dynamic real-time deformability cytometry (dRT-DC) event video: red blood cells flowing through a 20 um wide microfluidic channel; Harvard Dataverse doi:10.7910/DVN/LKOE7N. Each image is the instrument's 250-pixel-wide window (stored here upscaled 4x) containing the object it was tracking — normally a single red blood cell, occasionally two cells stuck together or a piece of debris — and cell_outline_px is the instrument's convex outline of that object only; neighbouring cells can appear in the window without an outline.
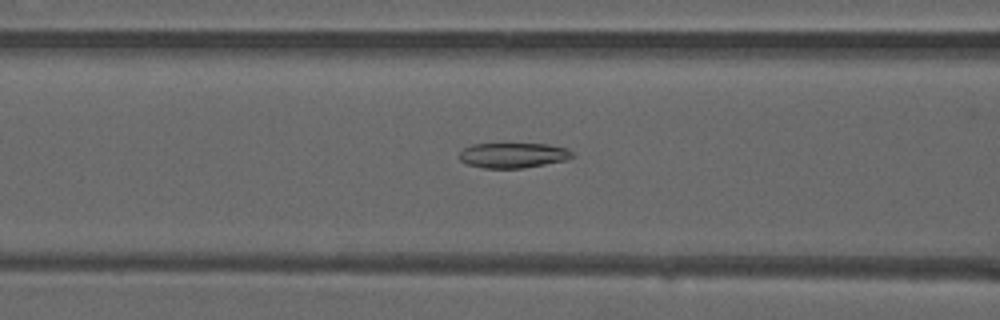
{"species": "common noctule bat (a hibernating species)", "species_latin": "Nyctalus noctula", "temperature_condition": "warm", "stored_images_in_passage": 36, "camera_frame_rate_fps": 3000, "um_per_image_px": 0.085, "animal": {"sex": "male", "forearm_length_mm": 52.5}, "frame": {"image": 1, "passage_image": 13, "time_ms": 4.0, "image_size_px": [1000, 320], "cell_outline_px": [[572, 156], [564, 160], [524, 168], [484, 168], [468, 164], [460, 160], [456, 156], [464, 148], [472, 144], [548, 144], [568, 148], [572, 152]], "centroid_in_image_um": [43.57, 13.19], "position_along_channel_um": 123.0, "area_um2": 16.47}}
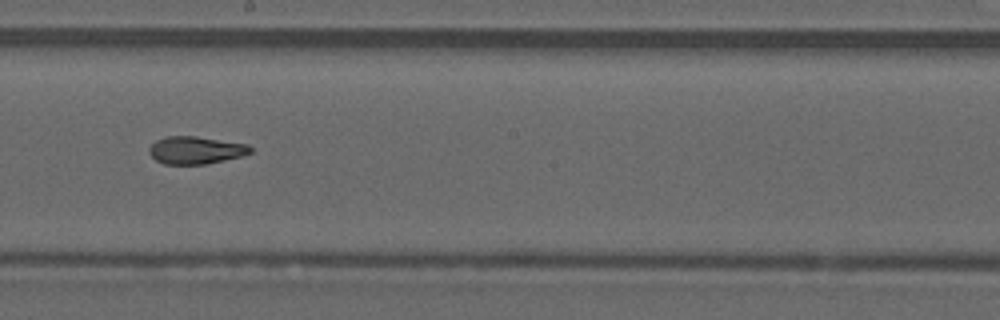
{"frame": {"image": 2, "passage_image": 21, "time_ms": 6.667, "image_size_px": [1000, 320], "cell_outline_px": [[252, 152], [244, 156], [204, 164], [164, 164], [156, 160], [148, 152], [148, 148], [156, 140], [164, 136], [196, 136], [248, 144], [252, 148]], "centroid_in_image_um": [16.64, 12.76], "position_along_channel_um": 231.6, "area_um2": 16.36}}
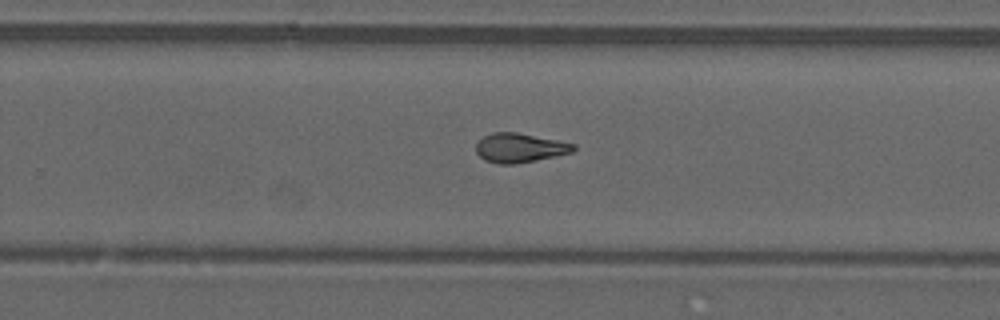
{"frame": {"image": 3, "passage_image": 25, "time_ms": 8.0, "image_size_px": [1000, 320], "cell_outline_px": [[576, 148], [572, 152], [536, 160], [512, 164], [496, 164], [484, 160], [476, 152], [476, 144], [484, 136], [492, 132], [516, 132], [576, 144]], "centroid_in_image_um": [44.15, 12.57], "position_along_channel_um": 285.6, "area_um2": 16.47}, "authors_computed_cell_mechanics": {"area_um2": 16.9643, "velocity_mm_per_s": 4.0655, "shape_relaxation_time_tau1_ms": null, "shape_relaxation_time_tau2_ms": 3.0996, "deformation_change_tau1": null, "deformation_change_tau2": 0.0979}}